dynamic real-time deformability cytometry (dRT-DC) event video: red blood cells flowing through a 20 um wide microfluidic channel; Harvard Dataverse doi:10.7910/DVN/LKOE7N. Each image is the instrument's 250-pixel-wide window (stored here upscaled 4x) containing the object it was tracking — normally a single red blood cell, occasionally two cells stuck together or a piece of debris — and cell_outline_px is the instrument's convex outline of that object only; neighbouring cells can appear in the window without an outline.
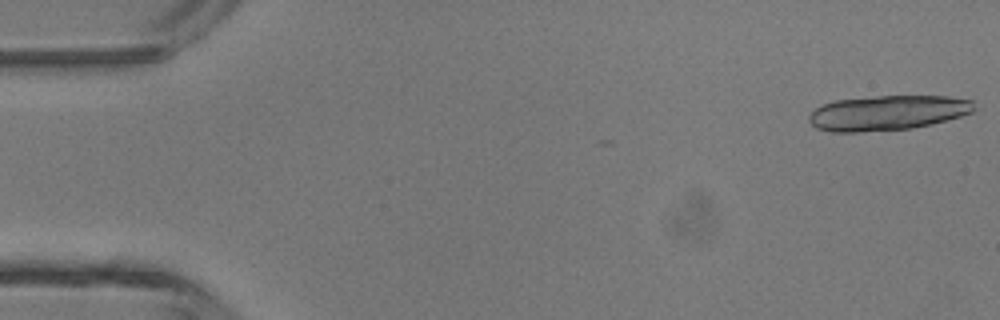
{"species": "common noctule bat (a hibernating species)", "species_latin": "Nyctalus noctula", "temperature_condition": "room temperature", "stored_images_in_passage": 6, "camera_frame_rate_fps": 3000, "um_per_image_px": 0.085, "animal": {"sex": "male", "body_mass_g": 13.3}, "frame": {"image": 1, "passage_image": 1, "time_ms": 0.0, "image_size_px": [1000, 320], "cell_outline_px": [[976, 108], [972, 112], [960, 116], [932, 124], [912, 128], [860, 132], [832, 132], [816, 128], [808, 120], [808, 116], [820, 104], [836, 100], [876, 96], [948, 96], [972, 100]], "centroid_in_image_um": [75.42, 9.59], "position_along_channel_um": 9.6, "area_um2": 33.7}}